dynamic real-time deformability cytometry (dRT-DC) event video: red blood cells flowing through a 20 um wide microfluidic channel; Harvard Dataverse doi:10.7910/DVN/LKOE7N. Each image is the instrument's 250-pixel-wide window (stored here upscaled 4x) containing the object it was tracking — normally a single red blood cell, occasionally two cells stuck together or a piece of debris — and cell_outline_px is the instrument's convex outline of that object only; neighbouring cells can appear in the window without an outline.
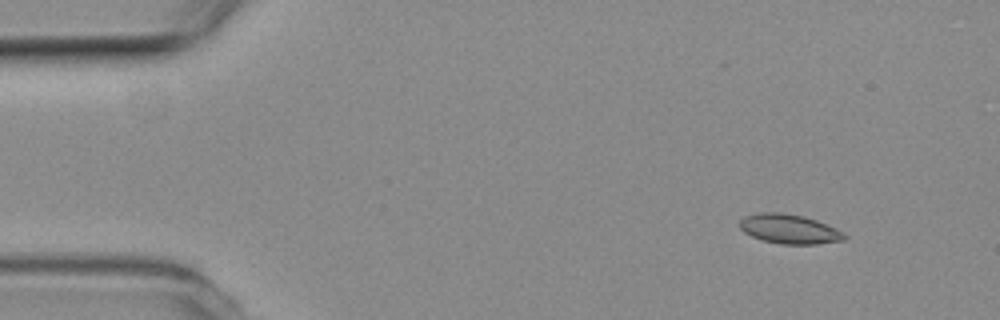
{"species": "common noctule bat (a hibernating species)", "species_latin": "Nyctalus noctula", "temperature_condition": "room temperature", "stored_images_in_passage": 49, "camera_frame_rate_fps": 3000, "um_per_image_px": 0.085, "animal": {"sex": "female", "body_mass_g": 19.3, "forearm_length_mm": 54.1}, "frame": {"image": 1, "passage_image": 1, "time_ms": 0.0, "image_size_px": [1000, 320], "cell_outline_px": [[848, 236], [844, 240], [816, 244], [780, 244], [764, 240], [752, 236], [744, 232], [740, 228], [740, 220], [744, 216], [760, 212], [780, 212], [804, 216], [816, 220], [836, 228], [844, 232]], "centroid_in_image_um": [67.1, 19.46], "position_along_channel_um": 17.9, "area_um2": 17.98}}
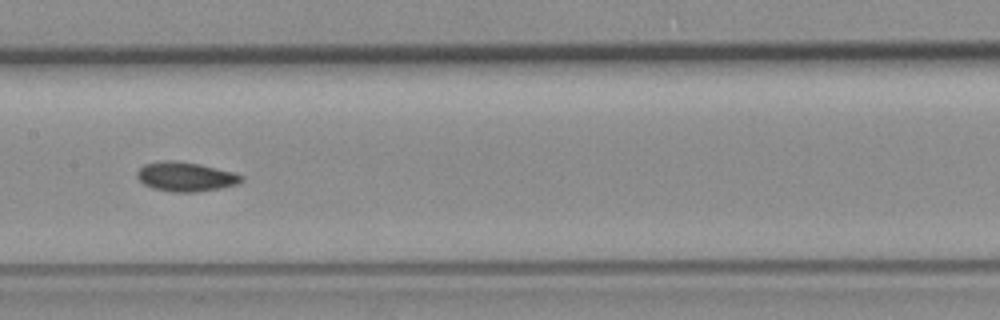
{"frame": {"image": 2, "passage_image": 22, "time_ms": 7.0, "image_size_px": [1000, 320], "cell_outline_px": [[244, 180], [236, 184], [220, 188], [196, 192], [172, 192], [152, 188], [144, 184], [136, 176], [136, 172], [144, 164], [164, 160], [176, 160], [200, 164], [232, 172], [244, 176]], "centroid_in_image_um": [15.76, 15.01], "position_along_channel_um": 191.6, "area_um2": 17.86}}
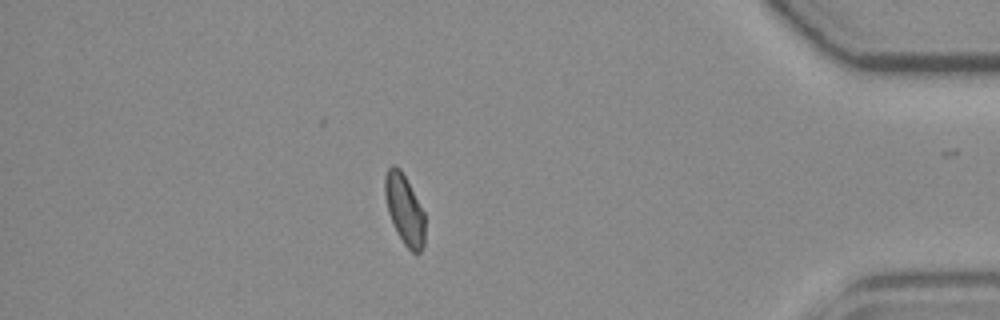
{"frame": {"image": 3, "passage_image": 42, "time_ms": 13.667, "image_size_px": [1000, 320], "cell_outline_px": [[424, 244], [420, 252], [416, 256], [404, 244], [388, 212], [384, 196], [384, 176], [388, 168], [392, 164], [396, 164], [400, 168], [424, 212]], "centroid_in_image_um": [34.37, 17.78], "position_along_channel_um": 400.8, "area_um2": 16.18}, "authors_computed_cell_mechanics": {"area_um2": 17.2244, "velocity_mm_per_s": 3.8025, "shape_relaxation_time_tau1_ms": 5.3363, "shape_relaxation_time_tau2_ms": 4.7519, "deformation_change_tau1": 0.114, "deformation_change_tau2": 0.0729}}